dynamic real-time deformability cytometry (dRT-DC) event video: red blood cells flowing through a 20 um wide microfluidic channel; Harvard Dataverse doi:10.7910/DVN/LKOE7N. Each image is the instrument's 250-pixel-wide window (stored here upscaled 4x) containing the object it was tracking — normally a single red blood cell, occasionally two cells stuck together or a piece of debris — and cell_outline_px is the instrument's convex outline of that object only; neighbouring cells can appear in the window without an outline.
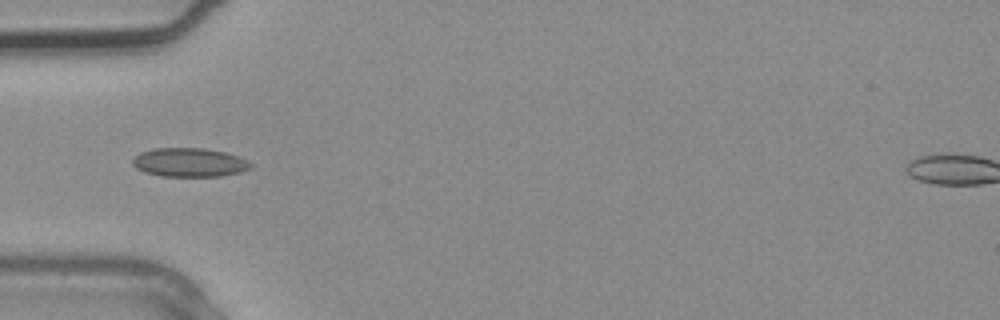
{"species": "common noctule bat (a hibernating species)", "species_latin": "Nyctalus noctula", "temperature_condition": "warm", "stored_images_in_passage": 1, "camera_frame_rate_fps": 3000, "um_per_image_px": 0.085, "animal": {"sex": "male", "body_mass_g": 20.4}, "frame": {"image": 1, "passage_image": 1, "time_ms": 0.0, "image_size_px": [1000, 320], "cell_outline_px": [[252, 168], [240, 172], [224, 176], [160, 176], [144, 172], [136, 168], [132, 164], [132, 160], [140, 152], [156, 148], [204, 148], [224, 152], [248, 160], [252, 164]], "centroid_in_image_um": [16.1, 13.81], "position_along_channel_um": 68.9, "area_um2": 19.88}}